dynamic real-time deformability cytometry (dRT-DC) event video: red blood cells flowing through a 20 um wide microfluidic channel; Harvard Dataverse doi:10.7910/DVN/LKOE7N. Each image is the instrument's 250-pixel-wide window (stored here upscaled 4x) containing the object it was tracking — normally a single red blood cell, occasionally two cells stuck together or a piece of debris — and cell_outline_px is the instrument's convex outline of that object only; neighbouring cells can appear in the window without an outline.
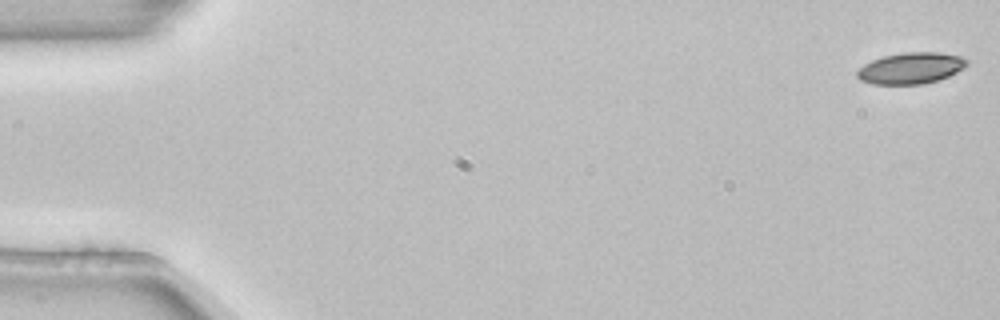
{"species": "common noctule bat (a hibernating species)", "species_latin": "Nyctalus noctula", "temperature_condition": "room temperature", "stored_images_in_passage": 5, "camera_frame_rate_fps": 3000, "um_per_image_px": 0.085, "animal": {"sex": "female", "body_mass_g": 22.7, "forearm_length_mm": 54.2}, "frame": {"image": 1, "passage_image": 1, "time_ms": 0.0, "image_size_px": [1000, 320], "cell_outline_px": [[968, 64], [964, 68], [948, 76], [936, 80], [920, 84], [872, 84], [860, 80], [856, 76], [856, 72], [864, 64], [872, 60], [884, 56], [904, 52], [940, 52], [960, 56], [968, 60]], "centroid_in_image_um": [77.41, 5.78], "position_along_channel_um": 7.6, "area_um2": 19.94}}
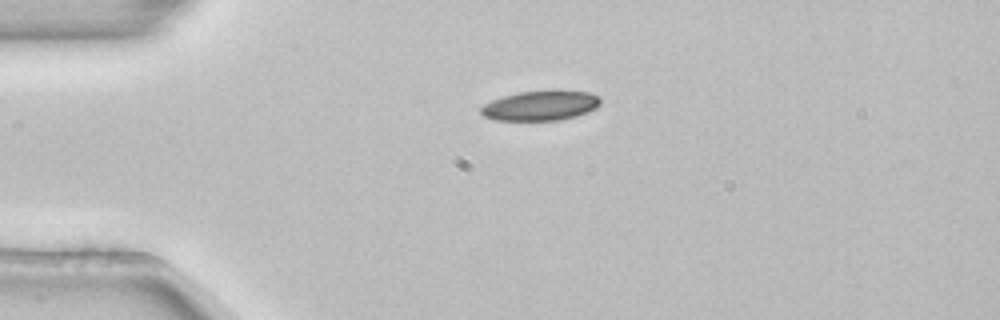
{"frame": {"image": 2, "passage_image": 4, "time_ms": 1.0, "image_size_px": [1000, 320], "cell_outline_px": [[600, 104], [596, 108], [588, 112], [576, 116], [560, 120], [496, 120], [484, 116], [480, 112], [480, 108], [484, 104], [492, 100], [504, 96], [520, 92], [552, 88], [588, 92], [596, 96], [600, 100]], "centroid_in_image_um": [45.96, 8.95], "position_along_channel_um": 39.0, "area_um2": 21.15}}
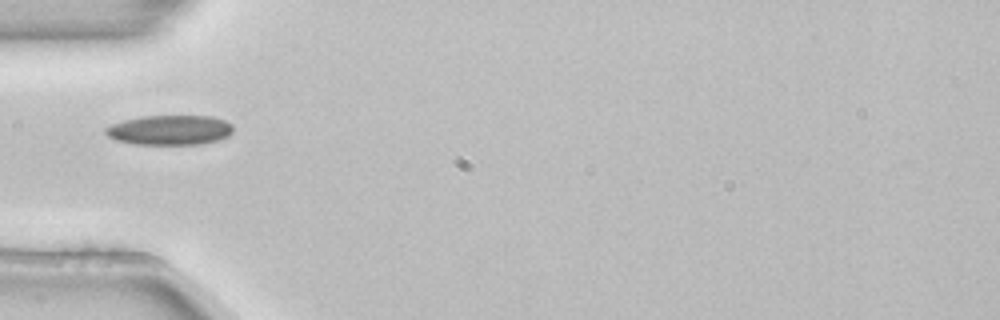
{"frame": {"image": 3, "passage_image": 5, "time_ms": 1.333, "image_size_px": [1000, 320], "cell_outline_px": [[232, 132], [228, 136], [216, 140], [200, 144], [136, 144], [116, 140], [108, 136], [104, 132], [104, 128], [112, 124], [124, 120], [144, 116], [212, 116], [224, 120], [232, 124]], "centroid_in_image_um": [14.42, 11.05], "position_along_channel_um": 70.6, "area_um2": 22.02}}